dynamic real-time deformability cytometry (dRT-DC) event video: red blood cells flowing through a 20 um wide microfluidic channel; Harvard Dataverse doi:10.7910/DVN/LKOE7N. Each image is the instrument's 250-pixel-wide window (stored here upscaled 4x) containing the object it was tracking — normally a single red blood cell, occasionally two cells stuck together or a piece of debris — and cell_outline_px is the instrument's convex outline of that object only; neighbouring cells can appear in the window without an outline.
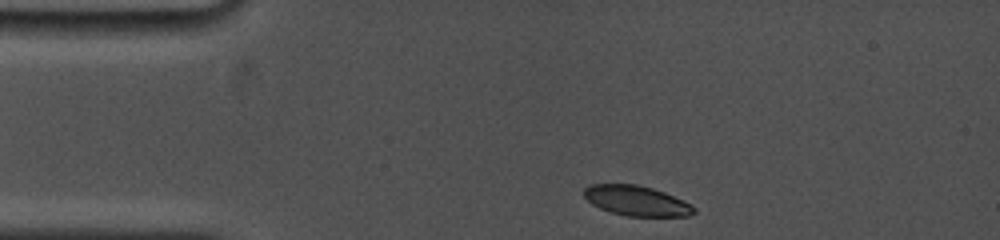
{"species": "common noctule bat (a hibernating species)", "species_latin": "Nyctalus noctula", "temperature_condition": "cold", "stored_images_in_passage": 4, "camera_frame_rate_fps": 5000, "um_per_image_px": 0.085, "animal": {"sex": "female", "body_mass_g": 19.0, "forearm_length_mm": 53.3}, "frame": {"image": 1, "passage_image": 1, "time_ms": 0.0, "image_size_px": [1000, 240], "cell_outline_px": [[696, 212], [688, 216], [628, 216], [612, 212], [600, 208], [592, 204], [584, 196], [584, 188], [592, 184], [636, 184], [652, 188], [664, 192], [684, 200], [692, 204], [696, 208]], "centroid_in_image_um": [54.14, 17.06], "position_along_channel_um": 30.9, "area_um2": 19.25}}
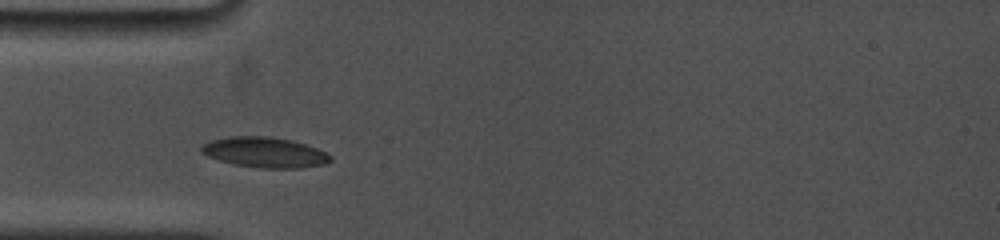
{"frame": {"image": 2, "passage_image": 3, "time_ms": 2.0, "image_size_px": [1000, 240], "cell_outline_px": [[332, 160], [324, 164], [300, 168], [260, 168], [236, 164], [220, 160], [208, 156], [200, 152], [200, 148], [204, 144], [212, 140], [232, 136], [268, 136], [292, 140], [316, 148], [332, 156]], "centroid_in_image_um": [22.51, 12.95], "position_along_channel_um": 62.5, "area_um2": 22.6}}
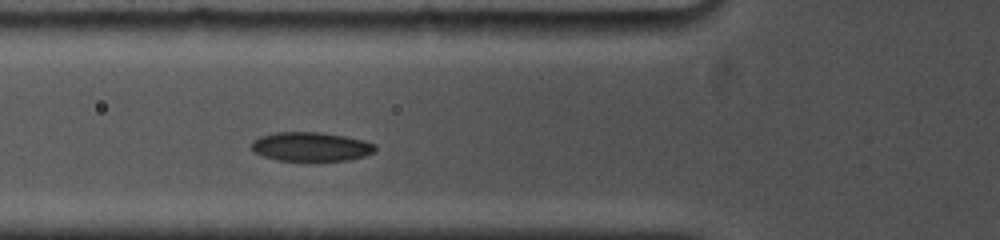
{"frame": {"image": 3, "passage_image": 4, "time_ms": 3.0, "image_size_px": [1000, 240], "cell_outline_px": [[376, 152], [364, 156], [348, 160], [312, 164], [308, 164], [276, 160], [252, 152], [252, 140], [260, 136], [276, 132], [324, 132], [364, 140], [376, 144]], "centroid_in_image_um": [26.44, 12.52], "position_along_channel_um": 99.4, "area_um2": 22.14}}